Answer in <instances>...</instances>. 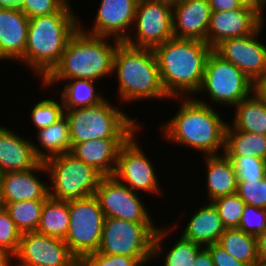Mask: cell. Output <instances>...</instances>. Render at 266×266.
Segmentation results:
<instances>
[{"mask_svg":"<svg viewBox=\"0 0 266 266\" xmlns=\"http://www.w3.org/2000/svg\"><path fill=\"white\" fill-rule=\"evenodd\" d=\"M176 99L180 100V105L175 115L159 126L162 139L176 144V147L191 148L195 153L199 150L203 156L223 153L228 125L223 114L194 97L171 98Z\"/></svg>","mask_w":266,"mask_h":266,"instance_id":"cell-1","label":"cell"},{"mask_svg":"<svg viewBox=\"0 0 266 266\" xmlns=\"http://www.w3.org/2000/svg\"><path fill=\"white\" fill-rule=\"evenodd\" d=\"M120 42L85 33L79 28L68 40L60 61L40 82L42 88L44 91L55 89L54 85L69 79H91L99 82L107 79V76L111 77L115 50Z\"/></svg>","mask_w":266,"mask_h":266,"instance_id":"cell-2","label":"cell"},{"mask_svg":"<svg viewBox=\"0 0 266 266\" xmlns=\"http://www.w3.org/2000/svg\"><path fill=\"white\" fill-rule=\"evenodd\" d=\"M70 2L59 12L29 19L26 49L19 64L40 81L57 65L68 40L79 29L80 17Z\"/></svg>","mask_w":266,"mask_h":266,"instance_id":"cell-3","label":"cell"},{"mask_svg":"<svg viewBox=\"0 0 266 266\" xmlns=\"http://www.w3.org/2000/svg\"><path fill=\"white\" fill-rule=\"evenodd\" d=\"M153 50L166 94L170 98L194 97L213 48L201 40L172 38Z\"/></svg>","mask_w":266,"mask_h":266,"instance_id":"cell-4","label":"cell"},{"mask_svg":"<svg viewBox=\"0 0 266 266\" xmlns=\"http://www.w3.org/2000/svg\"><path fill=\"white\" fill-rule=\"evenodd\" d=\"M112 76L117 79L116 99L120 100L118 105L143 99H171L162 85L153 49L133 47L120 42L114 54Z\"/></svg>","mask_w":266,"mask_h":266,"instance_id":"cell-5","label":"cell"},{"mask_svg":"<svg viewBox=\"0 0 266 266\" xmlns=\"http://www.w3.org/2000/svg\"><path fill=\"white\" fill-rule=\"evenodd\" d=\"M110 101L105 98L94 106L65 110L72 143L93 139H128L142 126L137 118Z\"/></svg>","mask_w":266,"mask_h":266,"instance_id":"cell-6","label":"cell"},{"mask_svg":"<svg viewBox=\"0 0 266 266\" xmlns=\"http://www.w3.org/2000/svg\"><path fill=\"white\" fill-rule=\"evenodd\" d=\"M254 86L255 83L238 67L212 50L207 59L202 85L194 98L213 107L217 105L229 109L251 95ZM197 94L206 98L208 96V99L199 98Z\"/></svg>","mask_w":266,"mask_h":266,"instance_id":"cell-7","label":"cell"},{"mask_svg":"<svg viewBox=\"0 0 266 266\" xmlns=\"http://www.w3.org/2000/svg\"><path fill=\"white\" fill-rule=\"evenodd\" d=\"M44 164L48 173L49 197L69 201L95 195L102 175L73 154L51 157Z\"/></svg>","mask_w":266,"mask_h":266,"instance_id":"cell-8","label":"cell"},{"mask_svg":"<svg viewBox=\"0 0 266 266\" xmlns=\"http://www.w3.org/2000/svg\"><path fill=\"white\" fill-rule=\"evenodd\" d=\"M159 226L105 218L97 252L131 257H153V240Z\"/></svg>","mask_w":266,"mask_h":266,"instance_id":"cell-9","label":"cell"},{"mask_svg":"<svg viewBox=\"0 0 266 266\" xmlns=\"http://www.w3.org/2000/svg\"><path fill=\"white\" fill-rule=\"evenodd\" d=\"M69 215L70 223L64 241L71 252L79 260L97 252L105 219L98 198L93 195L69 200Z\"/></svg>","mask_w":266,"mask_h":266,"instance_id":"cell-10","label":"cell"},{"mask_svg":"<svg viewBox=\"0 0 266 266\" xmlns=\"http://www.w3.org/2000/svg\"><path fill=\"white\" fill-rule=\"evenodd\" d=\"M141 129H143L142 126L119 149L113 176L132 191H139L143 195L163 196L164 189L161 188L160 177L155 169L156 165H153L151 158L146 156L147 152L143 150L141 142H138L140 140L137 138V133Z\"/></svg>","mask_w":266,"mask_h":266,"instance_id":"cell-11","label":"cell"},{"mask_svg":"<svg viewBox=\"0 0 266 266\" xmlns=\"http://www.w3.org/2000/svg\"><path fill=\"white\" fill-rule=\"evenodd\" d=\"M172 38L173 5L164 1L138 0L133 28L124 42L133 47L154 49Z\"/></svg>","mask_w":266,"mask_h":266,"instance_id":"cell-12","label":"cell"},{"mask_svg":"<svg viewBox=\"0 0 266 266\" xmlns=\"http://www.w3.org/2000/svg\"><path fill=\"white\" fill-rule=\"evenodd\" d=\"M95 196L105 218H118L135 223H155L154 217L139 192L132 191L115 176H102Z\"/></svg>","mask_w":266,"mask_h":266,"instance_id":"cell-13","label":"cell"},{"mask_svg":"<svg viewBox=\"0 0 266 266\" xmlns=\"http://www.w3.org/2000/svg\"><path fill=\"white\" fill-rule=\"evenodd\" d=\"M14 261L15 266H79L64 240L36 231L21 234Z\"/></svg>","mask_w":266,"mask_h":266,"instance_id":"cell-14","label":"cell"},{"mask_svg":"<svg viewBox=\"0 0 266 266\" xmlns=\"http://www.w3.org/2000/svg\"><path fill=\"white\" fill-rule=\"evenodd\" d=\"M265 10L258 3L247 0L239 9L212 12L207 44L214 48L224 39L251 35L266 23Z\"/></svg>","mask_w":266,"mask_h":266,"instance_id":"cell-15","label":"cell"},{"mask_svg":"<svg viewBox=\"0 0 266 266\" xmlns=\"http://www.w3.org/2000/svg\"><path fill=\"white\" fill-rule=\"evenodd\" d=\"M265 25L264 23L251 35L224 39L213 48L219 56L238 67L254 83L266 74V43L260 39Z\"/></svg>","mask_w":266,"mask_h":266,"instance_id":"cell-16","label":"cell"},{"mask_svg":"<svg viewBox=\"0 0 266 266\" xmlns=\"http://www.w3.org/2000/svg\"><path fill=\"white\" fill-rule=\"evenodd\" d=\"M137 3L138 0H101L92 27L79 20V28L94 36L124 42L132 30Z\"/></svg>","mask_w":266,"mask_h":266,"instance_id":"cell-17","label":"cell"},{"mask_svg":"<svg viewBox=\"0 0 266 266\" xmlns=\"http://www.w3.org/2000/svg\"><path fill=\"white\" fill-rule=\"evenodd\" d=\"M35 173L38 174L36 175ZM41 173L48 180V173L44 162L27 171L5 172L0 174V186L4 203L47 200L49 198L48 181H44V176H41Z\"/></svg>","mask_w":266,"mask_h":266,"instance_id":"cell-18","label":"cell"},{"mask_svg":"<svg viewBox=\"0 0 266 266\" xmlns=\"http://www.w3.org/2000/svg\"><path fill=\"white\" fill-rule=\"evenodd\" d=\"M211 13L209 0H181L173 4L174 38L207 43Z\"/></svg>","mask_w":266,"mask_h":266,"instance_id":"cell-19","label":"cell"},{"mask_svg":"<svg viewBox=\"0 0 266 266\" xmlns=\"http://www.w3.org/2000/svg\"><path fill=\"white\" fill-rule=\"evenodd\" d=\"M0 125V174L27 171L42 161L36 156L32 138ZM21 135V136H20Z\"/></svg>","mask_w":266,"mask_h":266,"instance_id":"cell-20","label":"cell"},{"mask_svg":"<svg viewBox=\"0 0 266 266\" xmlns=\"http://www.w3.org/2000/svg\"><path fill=\"white\" fill-rule=\"evenodd\" d=\"M29 18L19 8L0 7V62L23 60Z\"/></svg>","mask_w":266,"mask_h":266,"instance_id":"cell-21","label":"cell"},{"mask_svg":"<svg viewBox=\"0 0 266 266\" xmlns=\"http://www.w3.org/2000/svg\"><path fill=\"white\" fill-rule=\"evenodd\" d=\"M175 222V224L161 225L154 235L153 240V259H161L159 256L164 257L162 266H192L197 255L205 248L202 245L194 243L192 241L184 239L181 235L175 237L173 244L170 241L169 247L166 249L167 245L164 244V240L171 236L172 233L178 232L175 228H178L180 224ZM176 230V231H174ZM178 239V240H177ZM166 250V251H164ZM158 257V258H157Z\"/></svg>","mask_w":266,"mask_h":266,"instance_id":"cell-22","label":"cell"},{"mask_svg":"<svg viewBox=\"0 0 266 266\" xmlns=\"http://www.w3.org/2000/svg\"><path fill=\"white\" fill-rule=\"evenodd\" d=\"M127 139H93L72 143L71 154L92 166L102 176H113L118 152Z\"/></svg>","mask_w":266,"mask_h":266,"instance_id":"cell-23","label":"cell"},{"mask_svg":"<svg viewBox=\"0 0 266 266\" xmlns=\"http://www.w3.org/2000/svg\"><path fill=\"white\" fill-rule=\"evenodd\" d=\"M197 209V211L195 209L194 214H190L191 216L185 223V228L180 230L179 235L203 247L217 243L226 229L217 207L213 202L205 200V203Z\"/></svg>","mask_w":266,"mask_h":266,"instance_id":"cell-24","label":"cell"},{"mask_svg":"<svg viewBox=\"0 0 266 266\" xmlns=\"http://www.w3.org/2000/svg\"><path fill=\"white\" fill-rule=\"evenodd\" d=\"M203 159L207 171V202L236 193L238 178L231 160L224 153L204 155Z\"/></svg>","mask_w":266,"mask_h":266,"instance_id":"cell-25","label":"cell"},{"mask_svg":"<svg viewBox=\"0 0 266 266\" xmlns=\"http://www.w3.org/2000/svg\"><path fill=\"white\" fill-rule=\"evenodd\" d=\"M34 133L37 142L32 141V146L36 156L42 162L51 157L71 152L70 129L65 115L52 125Z\"/></svg>","mask_w":266,"mask_h":266,"instance_id":"cell-26","label":"cell"},{"mask_svg":"<svg viewBox=\"0 0 266 266\" xmlns=\"http://www.w3.org/2000/svg\"><path fill=\"white\" fill-rule=\"evenodd\" d=\"M231 125L239 131L266 135V103L253 92L234 107Z\"/></svg>","mask_w":266,"mask_h":266,"instance_id":"cell-27","label":"cell"},{"mask_svg":"<svg viewBox=\"0 0 266 266\" xmlns=\"http://www.w3.org/2000/svg\"><path fill=\"white\" fill-rule=\"evenodd\" d=\"M60 85H63V90H60V95H57L62 99L64 110L94 106L106 98L97 89V81L91 79H69L64 80Z\"/></svg>","mask_w":266,"mask_h":266,"instance_id":"cell-28","label":"cell"},{"mask_svg":"<svg viewBox=\"0 0 266 266\" xmlns=\"http://www.w3.org/2000/svg\"><path fill=\"white\" fill-rule=\"evenodd\" d=\"M223 153L226 156H257L266 160V135L239 131L228 122Z\"/></svg>","mask_w":266,"mask_h":266,"instance_id":"cell-29","label":"cell"},{"mask_svg":"<svg viewBox=\"0 0 266 266\" xmlns=\"http://www.w3.org/2000/svg\"><path fill=\"white\" fill-rule=\"evenodd\" d=\"M70 223L69 201L49 197L42 208L37 233L65 240Z\"/></svg>","mask_w":266,"mask_h":266,"instance_id":"cell-30","label":"cell"},{"mask_svg":"<svg viewBox=\"0 0 266 266\" xmlns=\"http://www.w3.org/2000/svg\"><path fill=\"white\" fill-rule=\"evenodd\" d=\"M217 244L246 266H253L258 261L256 236L238 228L225 229Z\"/></svg>","mask_w":266,"mask_h":266,"instance_id":"cell-31","label":"cell"},{"mask_svg":"<svg viewBox=\"0 0 266 266\" xmlns=\"http://www.w3.org/2000/svg\"><path fill=\"white\" fill-rule=\"evenodd\" d=\"M46 200L14 201L5 203V209L21 233L37 231Z\"/></svg>","mask_w":266,"mask_h":266,"instance_id":"cell-32","label":"cell"},{"mask_svg":"<svg viewBox=\"0 0 266 266\" xmlns=\"http://www.w3.org/2000/svg\"><path fill=\"white\" fill-rule=\"evenodd\" d=\"M65 110L61 97L54 99L53 97H44L33 104L30 111L31 123L36 127V130L46 128L57 122L64 116Z\"/></svg>","mask_w":266,"mask_h":266,"instance_id":"cell-33","label":"cell"},{"mask_svg":"<svg viewBox=\"0 0 266 266\" xmlns=\"http://www.w3.org/2000/svg\"><path fill=\"white\" fill-rule=\"evenodd\" d=\"M153 257H131L126 255L93 252L79 260V266H150Z\"/></svg>","mask_w":266,"mask_h":266,"instance_id":"cell-34","label":"cell"},{"mask_svg":"<svg viewBox=\"0 0 266 266\" xmlns=\"http://www.w3.org/2000/svg\"><path fill=\"white\" fill-rule=\"evenodd\" d=\"M219 211L221 221L226 229L238 228L245 202L237 193L219 197L212 201Z\"/></svg>","mask_w":266,"mask_h":266,"instance_id":"cell-35","label":"cell"},{"mask_svg":"<svg viewBox=\"0 0 266 266\" xmlns=\"http://www.w3.org/2000/svg\"><path fill=\"white\" fill-rule=\"evenodd\" d=\"M236 171L238 182H249L266 176V160L257 157L227 156Z\"/></svg>","mask_w":266,"mask_h":266,"instance_id":"cell-36","label":"cell"},{"mask_svg":"<svg viewBox=\"0 0 266 266\" xmlns=\"http://www.w3.org/2000/svg\"><path fill=\"white\" fill-rule=\"evenodd\" d=\"M236 193L245 204L266 209V176L249 182H238Z\"/></svg>","mask_w":266,"mask_h":266,"instance_id":"cell-37","label":"cell"},{"mask_svg":"<svg viewBox=\"0 0 266 266\" xmlns=\"http://www.w3.org/2000/svg\"><path fill=\"white\" fill-rule=\"evenodd\" d=\"M21 232L4 208L0 211V248L16 254L21 238Z\"/></svg>","mask_w":266,"mask_h":266,"instance_id":"cell-38","label":"cell"},{"mask_svg":"<svg viewBox=\"0 0 266 266\" xmlns=\"http://www.w3.org/2000/svg\"><path fill=\"white\" fill-rule=\"evenodd\" d=\"M238 229L256 237L263 233L266 230V209L246 204Z\"/></svg>","mask_w":266,"mask_h":266,"instance_id":"cell-39","label":"cell"},{"mask_svg":"<svg viewBox=\"0 0 266 266\" xmlns=\"http://www.w3.org/2000/svg\"><path fill=\"white\" fill-rule=\"evenodd\" d=\"M70 0H23L19 8L29 19L59 12Z\"/></svg>","mask_w":266,"mask_h":266,"instance_id":"cell-40","label":"cell"},{"mask_svg":"<svg viewBox=\"0 0 266 266\" xmlns=\"http://www.w3.org/2000/svg\"><path fill=\"white\" fill-rule=\"evenodd\" d=\"M211 254L214 266H246L217 243L205 247Z\"/></svg>","mask_w":266,"mask_h":266,"instance_id":"cell-41","label":"cell"},{"mask_svg":"<svg viewBox=\"0 0 266 266\" xmlns=\"http://www.w3.org/2000/svg\"><path fill=\"white\" fill-rule=\"evenodd\" d=\"M247 0H209L212 12L239 9Z\"/></svg>","mask_w":266,"mask_h":266,"instance_id":"cell-42","label":"cell"},{"mask_svg":"<svg viewBox=\"0 0 266 266\" xmlns=\"http://www.w3.org/2000/svg\"><path fill=\"white\" fill-rule=\"evenodd\" d=\"M192 266H214L211 254L206 248L197 255Z\"/></svg>","mask_w":266,"mask_h":266,"instance_id":"cell-43","label":"cell"},{"mask_svg":"<svg viewBox=\"0 0 266 266\" xmlns=\"http://www.w3.org/2000/svg\"><path fill=\"white\" fill-rule=\"evenodd\" d=\"M256 238L258 260L266 261V230L259 234Z\"/></svg>","mask_w":266,"mask_h":266,"instance_id":"cell-44","label":"cell"},{"mask_svg":"<svg viewBox=\"0 0 266 266\" xmlns=\"http://www.w3.org/2000/svg\"><path fill=\"white\" fill-rule=\"evenodd\" d=\"M254 92L266 103V74L255 83Z\"/></svg>","mask_w":266,"mask_h":266,"instance_id":"cell-45","label":"cell"},{"mask_svg":"<svg viewBox=\"0 0 266 266\" xmlns=\"http://www.w3.org/2000/svg\"><path fill=\"white\" fill-rule=\"evenodd\" d=\"M0 266H14V255L0 248Z\"/></svg>","mask_w":266,"mask_h":266,"instance_id":"cell-46","label":"cell"},{"mask_svg":"<svg viewBox=\"0 0 266 266\" xmlns=\"http://www.w3.org/2000/svg\"><path fill=\"white\" fill-rule=\"evenodd\" d=\"M23 0H0V7L3 8H20Z\"/></svg>","mask_w":266,"mask_h":266,"instance_id":"cell-47","label":"cell"},{"mask_svg":"<svg viewBox=\"0 0 266 266\" xmlns=\"http://www.w3.org/2000/svg\"><path fill=\"white\" fill-rule=\"evenodd\" d=\"M4 208H5V203L3 200V194H2L1 186H0V211L3 210Z\"/></svg>","mask_w":266,"mask_h":266,"instance_id":"cell-48","label":"cell"},{"mask_svg":"<svg viewBox=\"0 0 266 266\" xmlns=\"http://www.w3.org/2000/svg\"><path fill=\"white\" fill-rule=\"evenodd\" d=\"M252 2H256L261 5L264 9L266 8V0H250Z\"/></svg>","mask_w":266,"mask_h":266,"instance_id":"cell-49","label":"cell"},{"mask_svg":"<svg viewBox=\"0 0 266 266\" xmlns=\"http://www.w3.org/2000/svg\"><path fill=\"white\" fill-rule=\"evenodd\" d=\"M151 1H164L173 5L181 0H151Z\"/></svg>","mask_w":266,"mask_h":266,"instance_id":"cell-50","label":"cell"},{"mask_svg":"<svg viewBox=\"0 0 266 266\" xmlns=\"http://www.w3.org/2000/svg\"><path fill=\"white\" fill-rule=\"evenodd\" d=\"M253 266H266V261L258 260Z\"/></svg>","mask_w":266,"mask_h":266,"instance_id":"cell-51","label":"cell"}]
</instances>
